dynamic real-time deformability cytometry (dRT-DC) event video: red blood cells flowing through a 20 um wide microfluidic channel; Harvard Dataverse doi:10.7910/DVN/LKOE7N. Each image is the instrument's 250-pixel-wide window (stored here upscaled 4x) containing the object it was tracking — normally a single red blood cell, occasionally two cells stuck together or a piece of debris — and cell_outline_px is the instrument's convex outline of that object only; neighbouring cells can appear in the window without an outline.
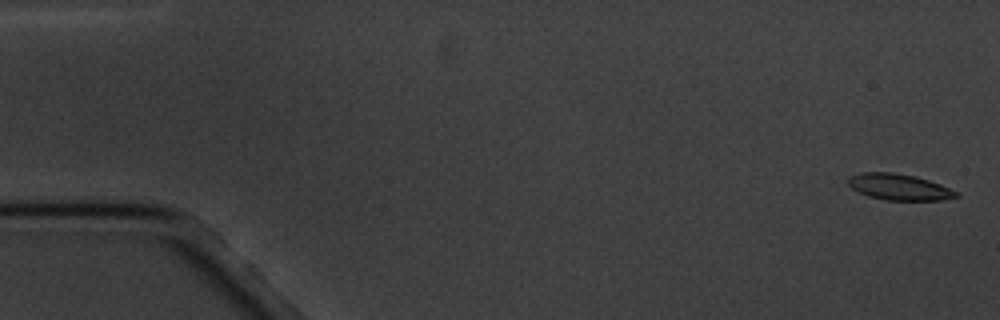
{"species": "common noctule bat (a hibernating species)", "species_latin": "Nyctalus noctula", "temperature_condition": "cold", "stored_images_in_passage": 2, "segment_of_instrument_passage": [2, 2], "camera_frame_rate_fps": 3000, "um_per_image_px": 0.085, "animal": {"sex": "male", "body_mass_g": 20.1, "forearm_length_mm": 53.5}, "frame": {"image": 1, "passage_image": 2, "time_ms": 1.333, "image_size_px": [1000, 320], "cell_outline_px": [[960, 196], [940, 200], [884, 200], [868, 196], [852, 188], [848, 184], [848, 176], [860, 172], [892, 172], [916, 176], [940, 184], [960, 192]], "centroid_in_image_um": [76.43, 15.89], "position_along_channel_um": 8.6, "area_um2": 16.59}}